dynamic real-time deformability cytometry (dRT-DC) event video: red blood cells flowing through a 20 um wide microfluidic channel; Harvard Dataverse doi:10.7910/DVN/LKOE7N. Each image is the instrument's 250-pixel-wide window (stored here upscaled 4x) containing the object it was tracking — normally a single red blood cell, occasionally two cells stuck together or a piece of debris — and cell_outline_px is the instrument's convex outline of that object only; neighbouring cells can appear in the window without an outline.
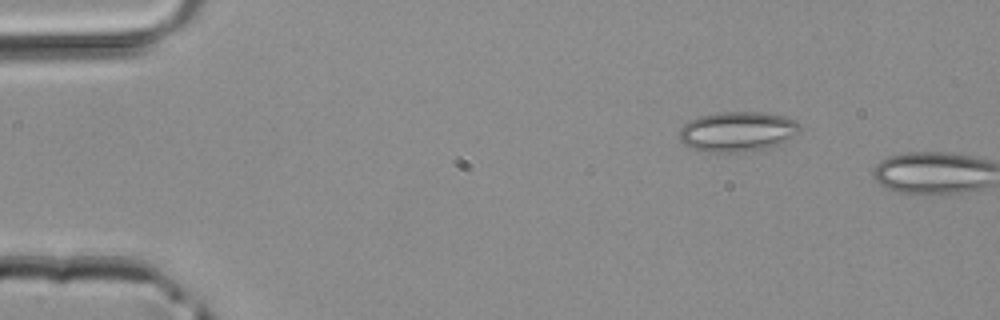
{"species": "common noctule bat (a hibernating species)", "species_latin": "Nyctalus noctula", "temperature_condition": "room temperature", "stored_images_in_passage": 2, "camera_frame_rate_fps": 3000, "um_per_image_px": 0.085, "animal": {"sex": "male", "body_mass_g": 20.4}, "frame": {"image": 1, "passage_image": 1, "time_ms": 0.0, "image_size_px": [1000, 320], "cell_outline_px": [[800, 132], [788, 140], [764, 148], [744, 152], [708, 152], [692, 148], [684, 144], [680, 140], [680, 128], [684, 124], [700, 116], [720, 112], [756, 112], [784, 116], [796, 120], [800, 124]], "centroid_in_image_um": [62.7, 11.18], "position_along_channel_um": 22.3, "area_um2": 27.92}}